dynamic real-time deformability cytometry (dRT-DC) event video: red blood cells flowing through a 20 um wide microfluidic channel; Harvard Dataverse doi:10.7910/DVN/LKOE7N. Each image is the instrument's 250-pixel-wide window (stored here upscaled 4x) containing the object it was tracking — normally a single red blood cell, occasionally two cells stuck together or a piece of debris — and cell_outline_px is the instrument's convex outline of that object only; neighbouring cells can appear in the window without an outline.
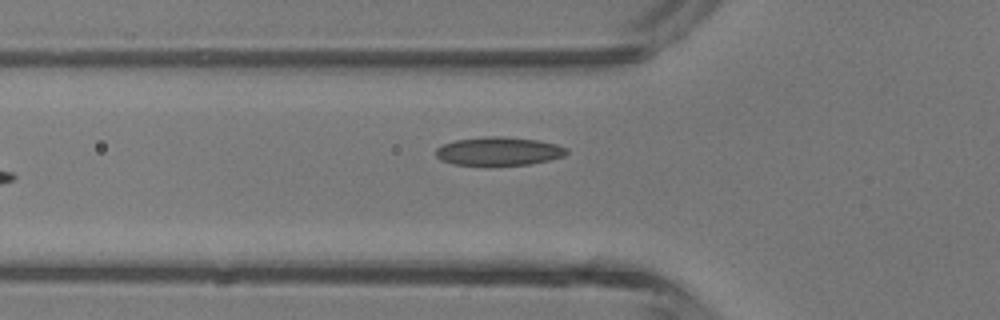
{"species": "common noctule bat (a hibernating species)", "species_latin": "Nyctalus noctula", "temperature_condition": "room temperature", "stored_images_in_passage": 4, "camera_frame_rate_fps": 3000, "um_per_image_px": 0.085, "animal": {"sex": "male", "body_mass_g": 13.3}, "frame": {"image": 1, "passage_image": 4, "time_ms": 3.667, "image_size_px": [1000, 320], "cell_outline_px": [[568, 152], [564, 156], [532, 164], [484, 168], [452, 164], [440, 160], [436, 156], [436, 148], [444, 144], [456, 140], [484, 136], [504, 136], [540, 140], [556, 144], [568, 148]], "centroid_in_image_um": [42.37, 12.89], "position_along_channel_um": 83.4, "area_um2": 22.72}}